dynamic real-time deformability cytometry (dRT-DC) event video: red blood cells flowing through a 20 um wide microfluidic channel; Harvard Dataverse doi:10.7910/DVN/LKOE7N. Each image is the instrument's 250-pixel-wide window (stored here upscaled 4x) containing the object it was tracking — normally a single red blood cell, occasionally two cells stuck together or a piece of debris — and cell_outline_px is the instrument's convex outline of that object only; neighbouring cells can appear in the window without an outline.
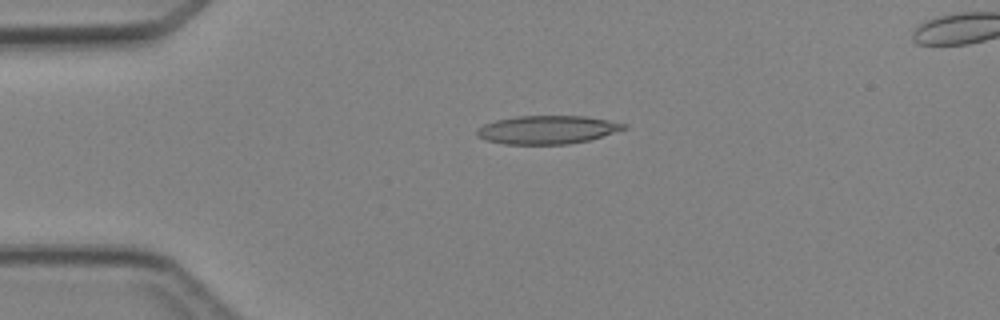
{"species": "Egyptian fruit bat (a non-hibernating species)", "species_latin": "Rousettus aegyptiacus", "temperature_condition": "cold", "stored_images_in_passage": 2, "camera_frame_rate_fps": 3000, "um_per_image_px": 0.085, "animal": {"sex": "female"}, "frame": {"image": 1, "passage_image": 1, "time_ms": 0.0, "image_size_px": [1000, 320], "cell_outline_px": [[628, 128], [588, 140], [568, 144], [504, 144], [484, 140], [476, 136], [476, 132], [484, 124], [496, 120], [516, 116], [584, 116], [608, 120], [628, 124]], "centroid_in_image_um": [46.51, 11.03], "position_along_channel_um": 38.5, "area_um2": 24.22}}